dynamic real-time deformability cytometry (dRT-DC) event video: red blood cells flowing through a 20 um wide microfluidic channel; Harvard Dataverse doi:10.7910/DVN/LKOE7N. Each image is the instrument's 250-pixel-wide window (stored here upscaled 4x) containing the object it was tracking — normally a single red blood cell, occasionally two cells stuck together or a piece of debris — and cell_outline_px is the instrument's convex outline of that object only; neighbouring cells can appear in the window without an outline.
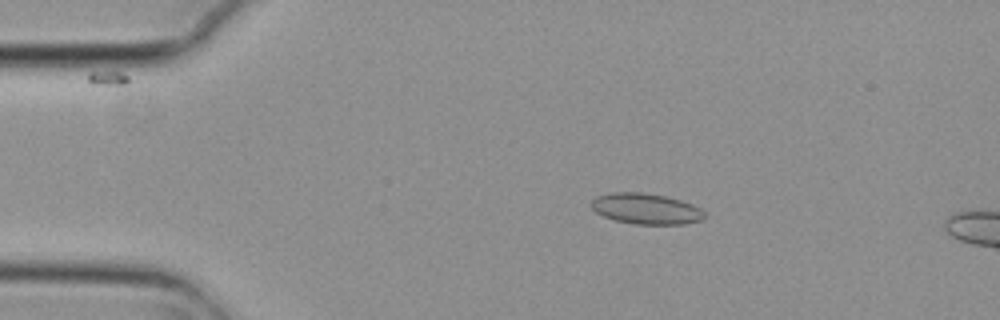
{"species": "common noctule bat (a hibernating species)", "species_latin": "Nyctalus noctula", "temperature_condition": "cold", "stored_images_in_passage": 4, "camera_frame_rate_fps": 3000, "um_per_image_px": 0.085, "animal": {"sex": "female", "body_mass_g": 29.2, "forearm_length_mm": 56.3}, "frame": {"image": 1, "passage_image": 3, "time_ms": 0.667, "image_size_px": [1000, 320], "cell_outline_px": [[704, 220], [684, 224], [636, 224], [616, 220], [604, 216], [596, 212], [592, 208], [592, 200], [596, 196], [612, 192], [640, 192], [664, 196], [680, 200], [692, 204], [700, 208], [704, 212]], "centroid_in_image_um": [54.92, 17.74], "position_along_channel_um": 30.1, "area_um2": 20.17}}